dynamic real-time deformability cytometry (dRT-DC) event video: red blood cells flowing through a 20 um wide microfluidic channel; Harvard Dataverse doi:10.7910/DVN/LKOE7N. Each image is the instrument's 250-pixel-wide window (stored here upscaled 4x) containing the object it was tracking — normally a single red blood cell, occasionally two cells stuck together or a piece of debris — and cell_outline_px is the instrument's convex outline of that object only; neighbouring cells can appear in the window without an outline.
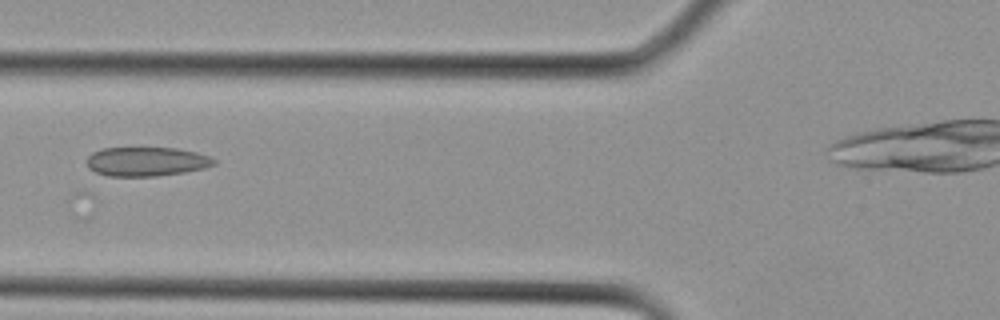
{"species": "Egyptian fruit bat (a non-hibernating species)", "species_latin": "Rousettus aegyptiacus", "temperature_condition": "cold", "stored_images_in_passage": 9, "camera_frame_rate_fps": 3000, "um_per_image_px": 0.085, "animal": {"sex": "female"}, "frame": {"image": 1, "passage_image": 6, "time_ms": 1.667, "image_size_px": [1000, 320], "cell_outline_px": [[216, 164], [204, 168], [184, 172], [156, 176], [108, 176], [96, 172], [88, 168], [84, 160], [92, 152], [104, 148], [176, 148], [196, 152], [208, 156], [216, 160]], "centroid_in_image_um": [12.41, 13.73], "position_along_channel_um": 113.4, "area_um2": 21.68}}
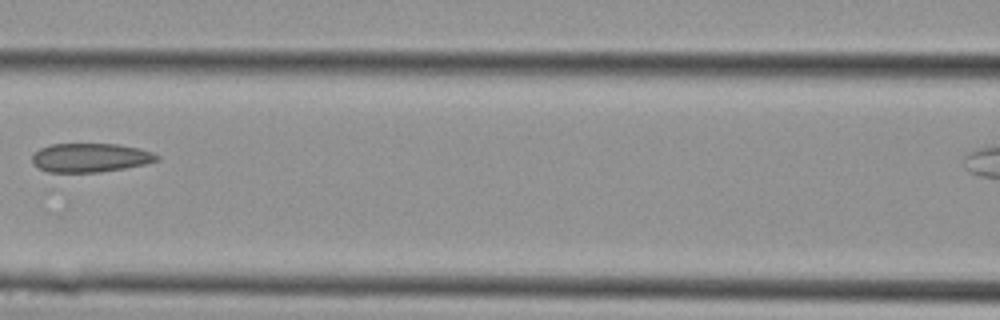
{"frame": {"image": 2, "passage_image": 8, "time_ms": 2.333, "image_size_px": [1000, 320], "cell_outline_px": [[160, 160], [144, 164], [124, 168], [100, 172], [48, 172], [32, 164], [32, 156], [40, 148], [52, 144], [116, 144], [140, 148], [152, 152], [160, 156]], "centroid_in_image_um": [7.69, 13.4], "position_along_channel_um": 158.9, "area_um2": 20.98}}